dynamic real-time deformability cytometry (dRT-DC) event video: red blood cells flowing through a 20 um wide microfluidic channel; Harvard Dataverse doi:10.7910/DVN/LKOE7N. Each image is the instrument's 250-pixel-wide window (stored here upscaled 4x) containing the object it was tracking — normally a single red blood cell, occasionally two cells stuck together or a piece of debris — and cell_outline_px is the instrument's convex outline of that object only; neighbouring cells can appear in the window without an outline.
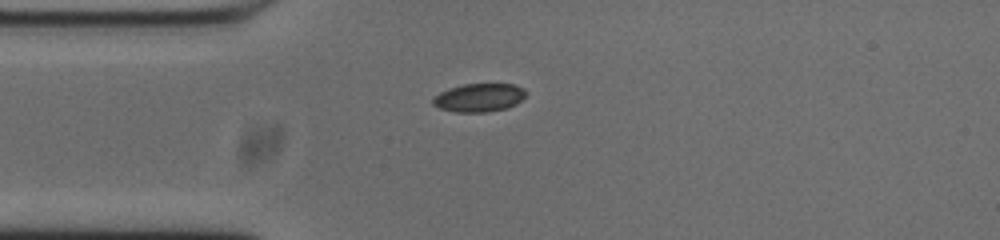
{"species": "common noctule bat (a hibernating species)", "species_latin": "Nyctalus noctula", "temperature_condition": "cold", "stored_images_in_passage": 42, "camera_frame_rate_fps": 3000, "um_per_image_px": 0.085, "animal": {"sex": "male", "body_mass_g": 20.0, "forearm_length_mm": 53.3}, "frame": {"image": 1, "passage_image": 1, "time_ms": 0.0, "image_size_px": [1000, 240], "cell_outline_px": [[524, 96], [516, 104], [508, 108], [488, 112], [456, 112], [440, 108], [432, 104], [432, 100], [440, 92], [448, 88], [464, 84], [516, 84], [524, 88]], "centroid_in_image_um": [40.72, 8.3], "position_along_channel_um": 44.3, "area_um2": 15.32}}
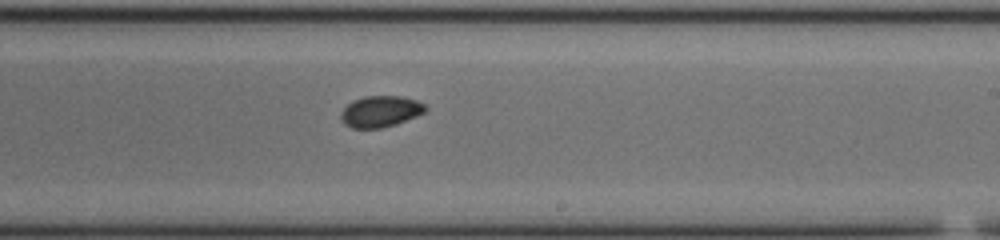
{"frame": {"image": 2, "passage_image": 19, "time_ms": 6.0, "image_size_px": [1000, 240], "cell_outline_px": [[428, 108], [424, 112], [416, 116], [396, 124], [380, 128], [352, 128], [344, 124], [340, 120], [340, 112], [352, 100], [364, 96], [400, 96], [416, 100], [424, 104]], "centroid_in_image_um": [32.31, 9.47], "position_along_channel_um": 256.7, "area_um2": 15.43}}
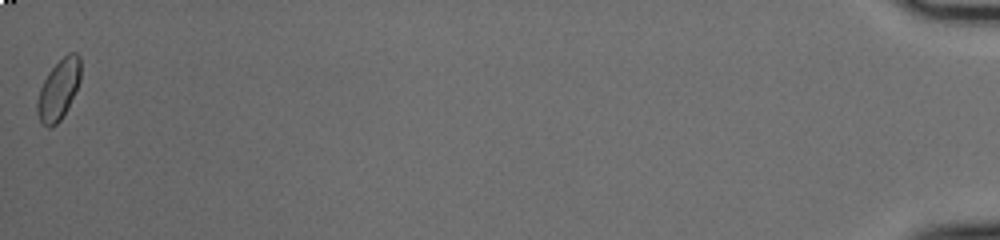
{"frame": {"image": 3, "passage_image": 42, "time_ms": 13.667, "image_size_px": [1000, 240], "cell_outline_px": [[80, 80], [68, 108], [60, 120], [52, 128], [48, 128], [40, 120], [36, 112], [36, 100], [40, 88], [48, 72], [68, 52], [76, 52], [80, 56]], "centroid_in_image_um": [4.97, 7.62], "position_along_channel_um": 430.2, "area_um2": 15.26}, "authors_computed_cell_mechanics": {"area_um2": 15.2592, "velocity_mm_per_s": 3.7161, "shape_relaxation_time_tau1_ms": 7.6241, "shape_relaxation_time_tau2_ms": 4.6721, "deformation_change_tau1": 0.0955, "deformation_change_tau2": 0.0492}}